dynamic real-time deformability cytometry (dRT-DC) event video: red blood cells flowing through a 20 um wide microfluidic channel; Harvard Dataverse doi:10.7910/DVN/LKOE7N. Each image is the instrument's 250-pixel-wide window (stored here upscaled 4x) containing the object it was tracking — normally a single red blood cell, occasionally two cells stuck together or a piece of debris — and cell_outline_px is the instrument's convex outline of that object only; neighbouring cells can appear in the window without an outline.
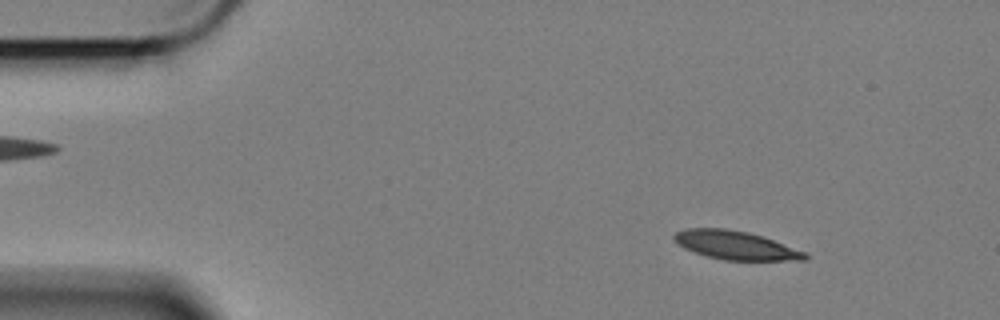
{"species": "Egyptian fruit bat (a non-hibernating species)", "species_latin": "Rousettus aegyptiacus", "temperature_condition": "cold", "stored_images_in_passage": 58, "camera_frame_rate_fps": 3000, "um_per_image_px": 0.085, "animal": {"sex": "female"}, "frame": {"image": 1, "passage_image": 7, "time_ms": 2.0, "image_size_px": [1000, 320], "cell_outline_px": [[808, 260], [724, 260], [708, 256], [684, 248], [672, 236], [676, 232], [688, 228], [724, 228], [748, 232], [808, 252]], "centroid_in_image_um": [62.57, 20.85], "position_along_channel_um": 22.4, "area_um2": 21.5}}
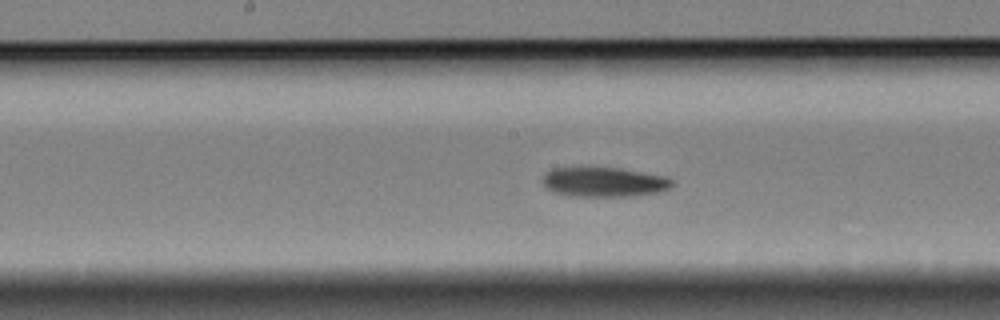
{"frame": {"image": 2, "passage_image": 29, "time_ms": 9.333, "image_size_px": [1000, 320], "cell_outline_px": [[676, 184], [660, 192], [628, 196], [568, 196], [552, 192], [540, 180], [552, 168], [620, 168], [668, 176], [676, 180]], "centroid_in_image_um": [51.4, 15.47], "position_along_channel_um": 196.8, "area_um2": 22.54}}
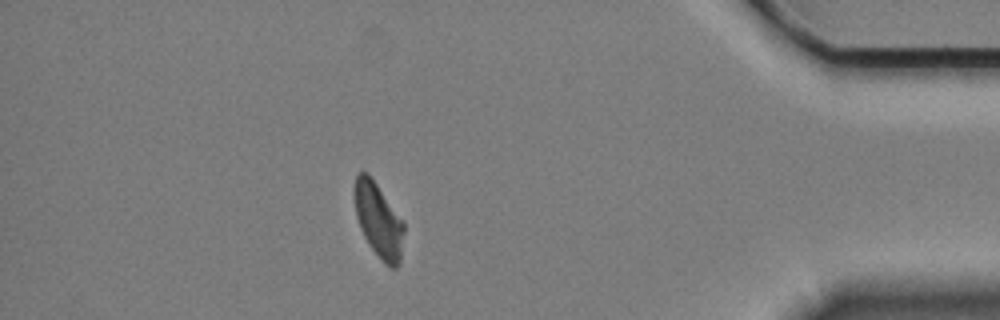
{"frame": {"image": 3, "passage_image": 51, "time_ms": 16.667, "image_size_px": [1000, 320], "cell_outline_px": [[404, 232], [400, 264], [396, 268], [388, 268], [380, 260], [364, 236], [360, 228], [356, 216], [352, 192], [356, 172], [368, 172], [404, 220]], "centroid_in_image_um": [32.16, 18.7], "position_along_channel_um": 403.0, "area_um2": 22.14}, "authors_computed_cell_mechanics": {"area_um2": 22.3397, "velocity_mm_per_s": 3.384, "shape_relaxation_time_tau1_ms": 10.507, "shape_relaxation_time_tau2_ms": null, "deformation_change_tau1": 0.2008, "deformation_change_tau2": null}}